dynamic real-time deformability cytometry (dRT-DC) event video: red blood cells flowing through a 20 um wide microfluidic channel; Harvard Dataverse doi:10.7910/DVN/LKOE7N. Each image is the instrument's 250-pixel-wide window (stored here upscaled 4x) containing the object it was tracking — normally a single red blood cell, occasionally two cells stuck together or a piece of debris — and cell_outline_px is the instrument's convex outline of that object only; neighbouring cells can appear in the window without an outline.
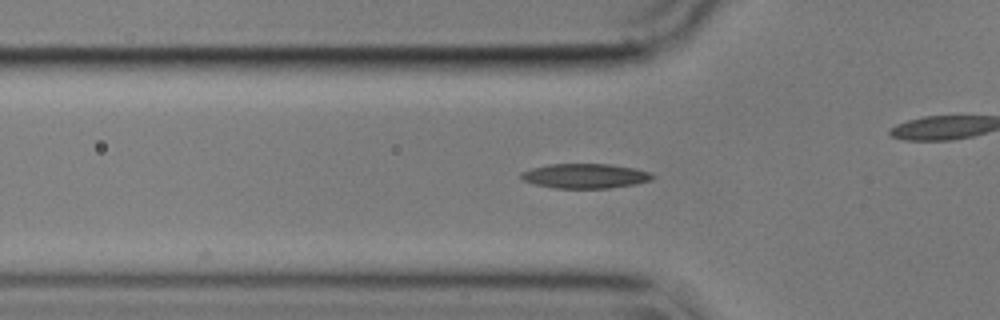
{"species": "common noctule bat (a hibernating species)", "species_latin": "Nyctalus noctula", "temperature_condition": "cold", "stored_images_in_passage": 27, "camera_frame_rate_fps": 3000, "um_per_image_px": 0.085, "animal": {"sex": "male", "body_mass_g": 17.9}, "frame": {"image": 1, "passage_image": 5, "time_ms": 1.333, "image_size_px": [1000, 320], "cell_outline_px": [[656, 176], [652, 180], [636, 184], [608, 188], [552, 188], [536, 184], [524, 180], [520, 176], [520, 172], [532, 168], [548, 164], [608, 164], [636, 168], [648, 172]], "centroid_in_image_um": [49.75, 14.95], "position_along_channel_um": 76.0, "area_um2": 18.9}}
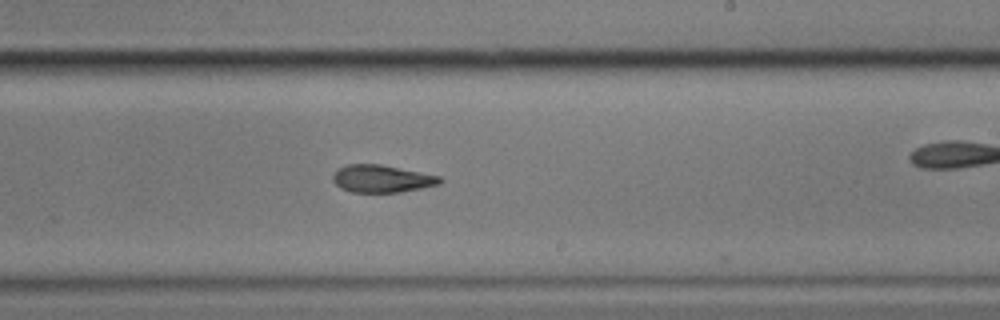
{"frame": {"image": 2, "passage_image": 20, "time_ms": 6.333, "image_size_px": [1000, 320], "cell_outline_px": [[444, 180], [440, 184], [400, 192], [352, 192], [340, 188], [332, 180], [332, 176], [340, 168], [348, 164], [380, 164], [440, 176]], "centroid_in_image_um": [32.46, 15.19], "position_along_channel_um": 256.5, "area_um2": 16.99}}
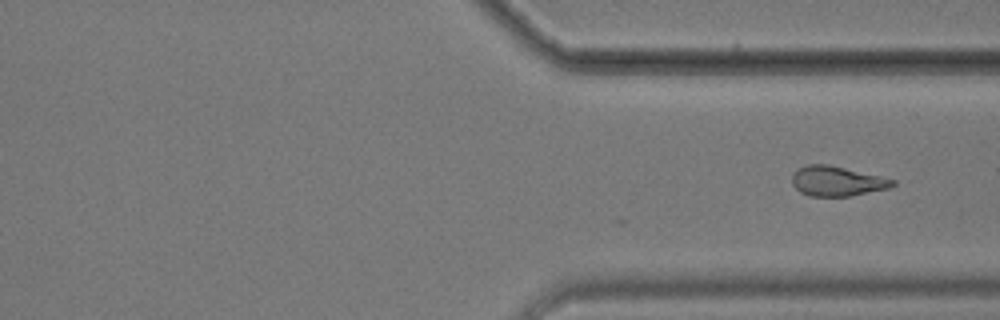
{"frame": {"image": 3, "passage_image": 27, "time_ms": 8.667, "image_size_px": [1000, 320], "cell_outline_px": [[896, 184], [888, 188], [852, 196], [812, 196], [800, 192], [792, 184], [792, 176], [800, 168], [808, 164], [828, 164], [880, 176], [896, 180]], "centroid_in_image_um": [71.16, 15.4], "position_along_channel_um": 340.2, "area_um2": 17.34}}